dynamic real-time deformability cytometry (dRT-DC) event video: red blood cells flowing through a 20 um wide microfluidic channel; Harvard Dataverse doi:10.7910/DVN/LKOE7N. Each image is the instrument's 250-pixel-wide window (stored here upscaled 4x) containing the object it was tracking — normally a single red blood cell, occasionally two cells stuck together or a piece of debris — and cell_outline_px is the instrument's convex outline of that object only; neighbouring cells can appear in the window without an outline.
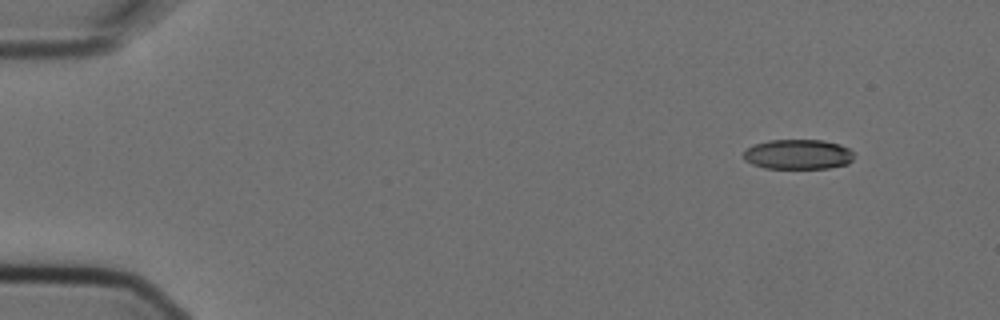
{"species": "Egyptian fruit bat (a non-hibernating species)", "species_latin": "Rousettus aegyptiacus", "temperature_condition": "cold", "stored_images_in_passage": 5, "camera_frame_rate_fps": 3000, "um_per_image_px": 0.085, "animal": {"sex": "female"}, "frame": {"image": 1, "passage_image": 1, "time_ms": 0.0, "image_size_px": [1000, 320], "cell_outline_px": [[852, 160], [848, 164], [828, 168], [764, 168], [752, 164], [744, 160], [744, 152], [752, 144], [768, 140], [824, 140], [840, 144], [848, 148], [852, 152]], "centroid_in_image_um": [67.81, 13.11], "position_along_channel_um": 17.2, "area_um2": 19.31}}